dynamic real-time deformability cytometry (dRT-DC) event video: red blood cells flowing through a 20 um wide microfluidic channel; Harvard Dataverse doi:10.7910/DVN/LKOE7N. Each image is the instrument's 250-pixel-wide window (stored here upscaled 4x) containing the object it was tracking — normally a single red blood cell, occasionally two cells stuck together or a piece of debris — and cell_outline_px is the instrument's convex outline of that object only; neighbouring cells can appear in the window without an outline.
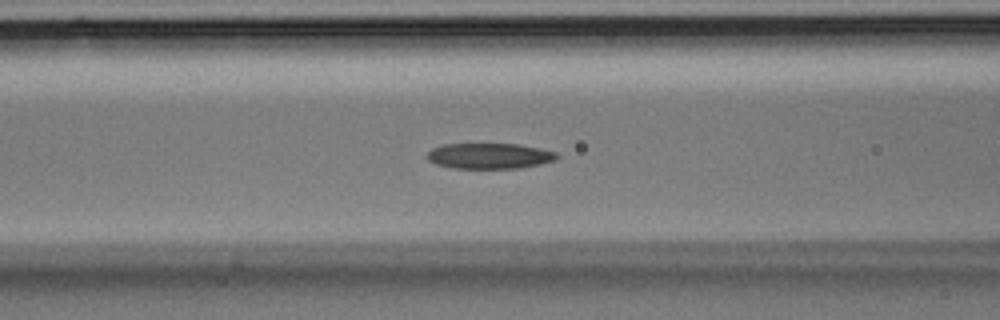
{"species": "Egyptian fruit bat (a non-hibernating species)", "species_latin": "Rousettus aegyptiacus", "temperature_condition": "room temperature", "stored_images_in_passage": 37, "camera_frame_rate_fps": 3000, "um_per_image_px": 0.085, "animal": {"sex": "male"}, "frame": {"image": 1, "passage_image": 15, "time_ms": 4.667, "image_size_px": [1000, 320], "cell_outline_px": [[560, 156], [556, 160], [540, 164], [520, 168], [452, 168], [436, 164], [428, 160], [428, 152], [432, 148], [444, 144], [520, 144], [540, 148], [556, 152]], "centroid_in_image_um": [41.64, 13.25], "position_along_channel_um": 125.0, "area_um2": 19.42}}
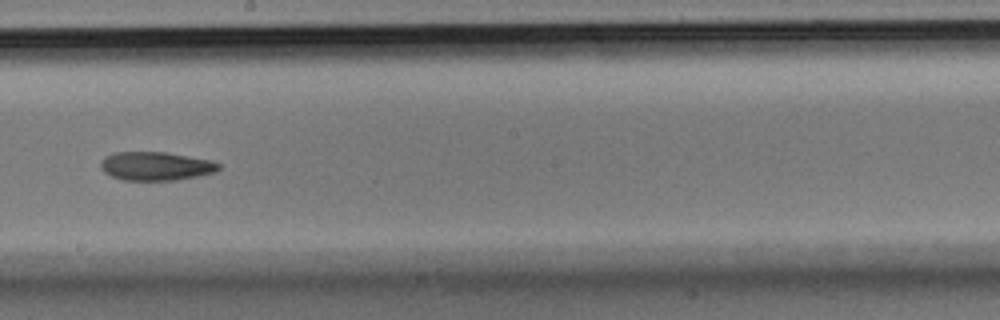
{"frame": {"image": 2, "passage_image": 21, "time_ms": 6.667, "image_size_px": [1000, 320], "cell_outline_px": [[220, 168], [216, 172], [176, 180], [124, 180], [112, 176], [104, 172], [100, 168], [100, 160], [104, 156], [112, 152], [168, 152], [212, 160], [220, 164]], "centroid_in_image_um": [13.23, 14.1], "position_along_channel_um": 235.0, "area_um2": 19.88}}
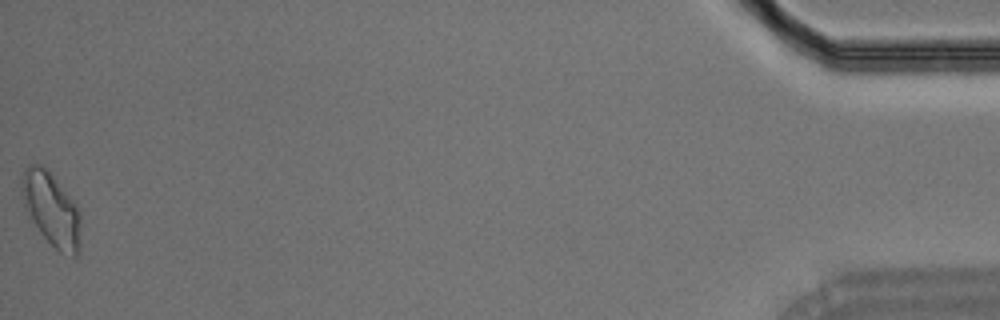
{"frame": {"image": 3, "passage_image": 37, "time_ms": 12.0, "image_size_px": [1000, 320], "cell_outline_px": [[80, 252], [76, 256], [72, 256], [60, 252], [40, 232], [32, 220], [24, 204], [20, 192], [20, 184], [24, 168], [28, 164], [40, 164], [48, 168], [80, 208]], "centroid_in_image_um": [4.38, 17.74], "position_along_channel_um": 430.8, "area_um2": 25.61}}